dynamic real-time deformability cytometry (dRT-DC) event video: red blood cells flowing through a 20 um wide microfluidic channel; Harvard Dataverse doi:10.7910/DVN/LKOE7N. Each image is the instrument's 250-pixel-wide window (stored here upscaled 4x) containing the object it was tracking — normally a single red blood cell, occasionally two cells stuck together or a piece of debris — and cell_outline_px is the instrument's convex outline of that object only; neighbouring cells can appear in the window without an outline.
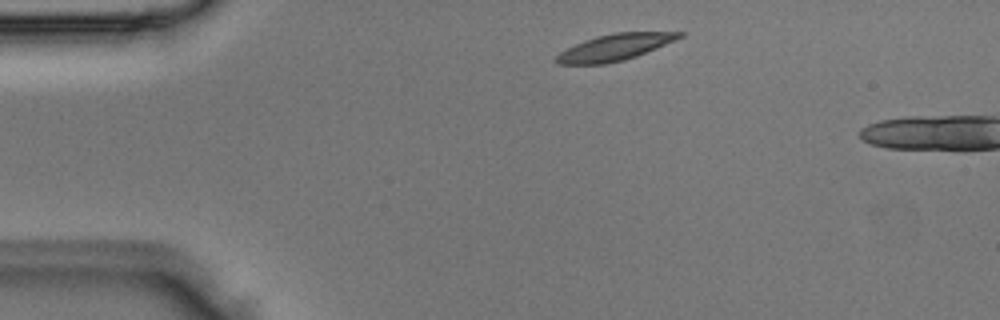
{"species": "Egyptian fruit bat (a non-hibernating species)", "species_latin": "Rousettus aegyptiacus", "temperature_condition": "room temperature", "stored_images_in_passage": 2, "camera_frame_rate_fps": 3000, "um_per_image_px": 0.085, "animal": {"sex": "male"}, "frame": {"image": 1, "passage_image": 1, "time_ms": 0.0, "image_size_px": [1000, 320], "cell_outline_px": [[684, 36], [676, 40], [636, 56], [624, 60], [604, 64], [556, 64], [552, 60], [560, 52], [584, 40], [596, 36], [616, 32], [684, 32]], "centroid_in_image_um": [52.23, 4.02], "position_along_channel_um": 32.8, "area_um2": 18.9}}